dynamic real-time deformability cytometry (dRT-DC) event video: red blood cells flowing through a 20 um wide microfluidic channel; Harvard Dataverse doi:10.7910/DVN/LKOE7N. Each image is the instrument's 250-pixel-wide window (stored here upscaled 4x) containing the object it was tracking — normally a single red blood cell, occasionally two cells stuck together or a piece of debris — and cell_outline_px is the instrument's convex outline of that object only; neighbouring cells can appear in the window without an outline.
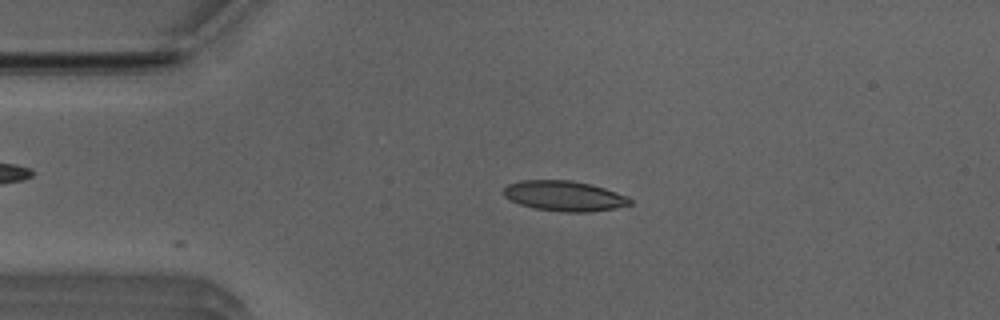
{"species": "Egyptian fruit bat (a non-hibernating species)", "species_latin": "Rousettus aegyptiacus", "temperature_condition": "room temperature", "stored_images_in_passage": 13, "camera_frame_rate_fps": 3000, "um_per_image_px": 0.085, "animal": {"sex": "male"}, "frame": {"image": 1, "passage_image": 1, "time_ms": 0.0, "image_size_px": [1000, 320], "cell_outline_px": [[632, 204], [616, 208], [588, 212], [564, 212], [536, 208], [520, 204], [504, 196], [504, 188], [508, 184], [524, 180], [572, 180], [604, 188], [628, 196], [632, 200]], "centroid_in_image_um": [48.0, 16.65], "position_along_channel_um": 37.0, "area_um2": 22.08}}
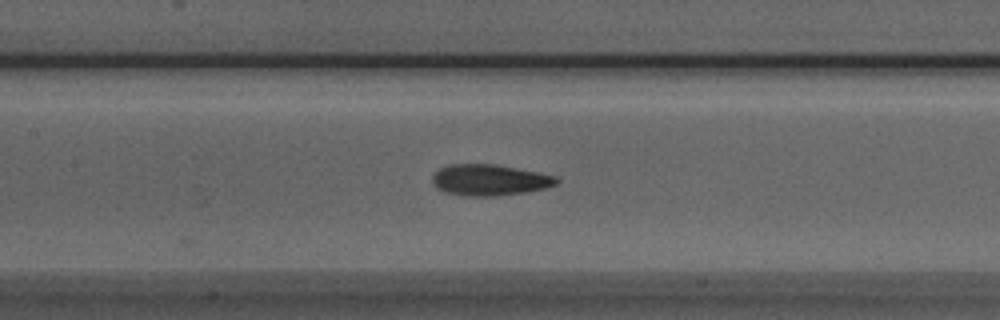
{"frame": {"image": 2, "passage_image": 13, "time_ms": 4.0, "image_size_px": [1000, 320], "cell_outline_px": [[560, 180], [556, 184], [544, 188], [528, 192], [496, 196], [464, 196], [444, 192], [436, 188], [432, 180], [432, 176], [440, 168], [448, 164], [496, 164], [540, 172], [556, 176]], "centroid_in_image_um": [41.62, 15.3], "position_along_channel_um": 165.8, "area_um2": 22.77}}